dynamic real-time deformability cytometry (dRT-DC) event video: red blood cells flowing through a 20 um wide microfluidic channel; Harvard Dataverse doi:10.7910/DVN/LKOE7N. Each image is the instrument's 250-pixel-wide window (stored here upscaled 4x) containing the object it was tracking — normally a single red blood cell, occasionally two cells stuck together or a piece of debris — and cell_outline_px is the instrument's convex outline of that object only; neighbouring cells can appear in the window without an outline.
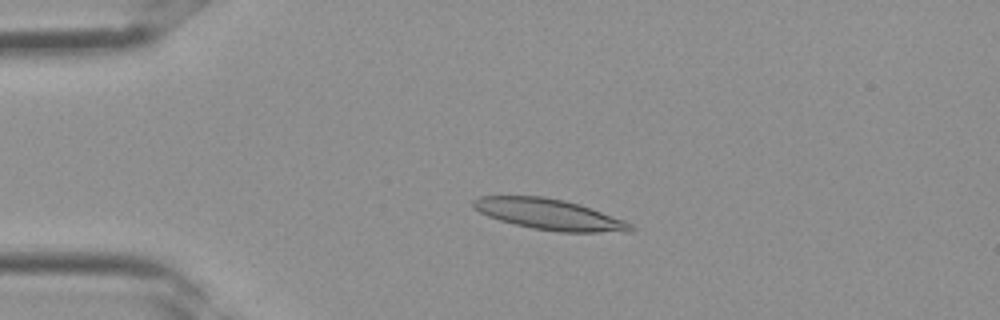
{"species": "Egyptian fruit bat (a non-hibernating species)", "species_latin": "Rousettus aegyptiacus", "temperature_condition": "room temperature", "stored_images_in_passage": 4, "camera_frame_rate_fps": 3000, "um_per_image_px": 0.085, "frame": {"image": 1, "passage_image": 3, "time_ms": 0.667, "image_size_px": [1000, 320], "cell_outline_px": [[636, 228], [632, 232], [560, 232], [532, 228], [500, 220], [488, 216], [472, 208], [472, 200], [480, 196], [544, 196], [564, 200], [580, 204], [624, 220], [632, 224]], "centroid_in_image_um": [46.71, 18.22], "position_along_channel_um": 38.3, "area_um2": 28.26}}